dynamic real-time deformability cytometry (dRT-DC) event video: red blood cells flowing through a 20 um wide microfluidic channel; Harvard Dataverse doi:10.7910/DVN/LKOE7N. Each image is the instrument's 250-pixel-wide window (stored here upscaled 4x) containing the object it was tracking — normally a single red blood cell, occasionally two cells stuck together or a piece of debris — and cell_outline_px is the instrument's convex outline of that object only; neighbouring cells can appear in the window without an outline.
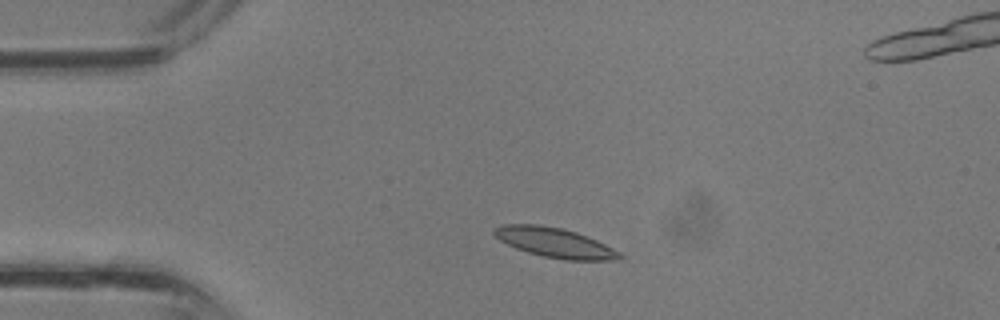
{"species": "common noctule bat (a hibernating species)", "species_latin": "Nyctalus noctula", "temperature_condition": "room temperature", "stored_images_in_passage": 35, "camera_frame_rate_fps": 3000, "um_per_image_px": 0.085, "animal": {"sex": "male", "body_mass_g": 13.3}, "frame": {"image": 1, "passage_image": 5, "time_ms": 1.333, "image_size_px": [1000, 320], "cell_outline_px": [[624, 256], [616, 260], [564, 260], [544, 256], [528, 252], [516, 248], [500, 240], [492, 232], [492, 228], [504, 224], [536, 224], [564, 228], [576, 232], [596, 240], [620, 252]], "centroid_in_image_um": [47.14, 20.61], "position_along_channel_um": 37.9, "area_um2": 21.62}}
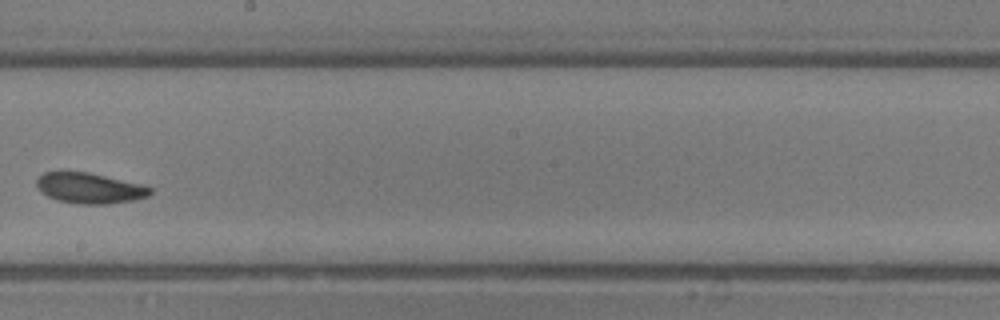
{"frame": {"image": 2, "passage_image": 18, "time_ms": 5.667, "image_size_px": [1000, 320], "cell_outline_px": [[152, 192], [148, 196], [132, 200], [108, 204], [80, 204], [56, 200], [40, 192], [36, 184], [36, 180], [44, 172], [88, 172], [140, 184], [152, 188]], "centroid_in_image_um": [7.59, 16.0], "position_along_channel_um": 240.6, "area_um2": 20.06}}
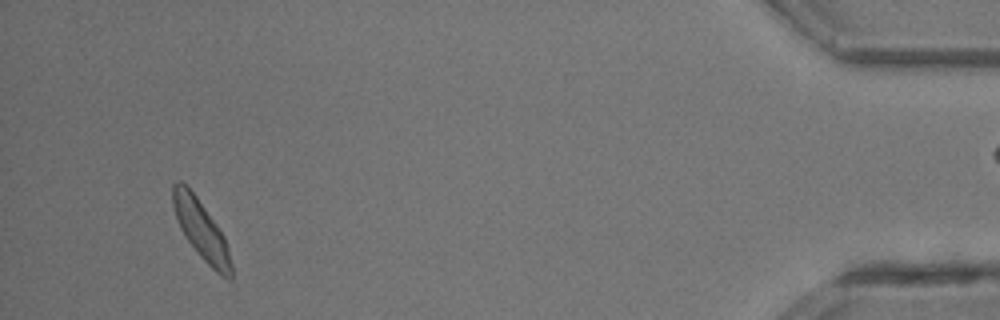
{"frame": {"image": 3, "passage_image": 32, "time_ms": 10.333, "image_size_px": [1000, 320], "cell_outline_px": [[232, 280], [228, 280], [220, 276], [200, 256], [188, 240], [180, 228], [172, 204], [172, 184], [176, 180], [180, 180], [196, 196], [216, 224], [224, 236], [228, 248], [232, 264]], "centroid_in_image_um": [17.11, 19.56], "position_along_channel_um": 418.1, "area_um2": 19.88}}